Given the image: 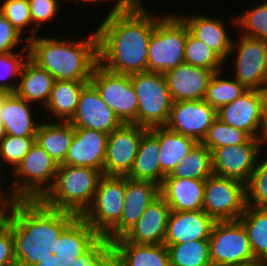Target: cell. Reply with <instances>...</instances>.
<instances>
[{
	"label": "cell",
	"mask_w": 267,
	"mask_h": 266,
	"mask_svg": "<svg viewBox=\"0 0 267 266\" xmlns=\"http://www.w3.org/2000/svg\"><path fill=\"white\" fill-rule=\"evenodd\" d=\"M4 213L0 212V223L3 221Z\"/></svg>",
	"instance_id": "54"
},
{
	"label": "cell",
	"mask_w": 267,
	"mask_h": 266,
	"mask_svg": "<svg viewBox=\"0 0 267 266\" xmlns=\"http://www.w3.org/2000/svg\"><path fill=\"white\" fill-rule=\"evenodd\" d=\"M30 5V14L32 23L36 24V28L31 30L33 33L28 36L27 40L34 38L41 24L51 21L58 14V0H28Z\"/></svg>",
	"instance_id": "45"
},
{
	"label": "cell",
	"mask_w": 267,
	"mask_h": 266,
	"mask_svg": "<svg viewBox=\"0 0 267 266\" xmlns=\"http://www.w3.org/2000/svg\"><path fill=\"white\" fill-rule=\"evenodd\" d=\"M24 51H27L26 55H22ZM29 57L28 44L24 46L19 53L9 52L0 55V92L2 93H15L17 90V84H10L4 79L20 75L23 64ZM24 59V60H23Z\"/></svg>",
	"instance_id": "42"
},
{
	"label": "cell",
	"mask_w": 267,
	"mask_h": 266,
	"mask_svg": "<svg viewBox=\"0 0 267 266\" xmlns=\"http://www.w3.org/2000/svg\"><path fill=\"white\" fill-rule=\"evenodd\" d=\"M212 174L211 151L202 143H197L189 154L165 178L206 180Z\"/></svg>",
	"instance_id": "34"
},
{
	"label": "cell",
	"mask_w": 267,
	"mask_h": 266,
	"mask_svg": "<svg viewBox=\"0 0 267 266\" xmlns=\"http://www.w3.org/2000/svg\"><path fill=\"white\" fill-rule=\"evenodd\" d=\"M0 266H17L13 234L4 221L0 223Z\"/></svg>",
	"instance_id": "47"
},
{
	"label": "cell",
	"mask_w": 267,
	"mask_h": 266,
	"mask_svg": "<svg viewBox=\"0 0 267 266\" xmlns=\"http://www.w3.org/2000/svg\"><path fill=\"white\" fill-rule=\"evenodd\" d=\"M90 81L55 80L45 105L59 121H69L76 112L80 94Z\"/></svg>",
	"instance_id": "32"
},
{
	"label": "cell",
	"mask_w": 267,
	"mask_h": 266,
	"mask_svg": "<svg viewBox=\"0 0 267 266\" xmlns=\"http://www.w3.org/2000/svg\"><path fill=\"white\" fill-rule=\"evenodd\" d=\"M20 79L15 93L30 104L42 101L45 106L51 94L54 77L28 57L21 69Z\"/></svg>",
	"instance_id": "29"
},
{
	"label": "cell",
	"mask_w": 267,
	"mask_h": 266,
	"mask_svg": "<svg viewBox=\"0 0 267 266\" xmlns=\"http://www.w3.org/2000/svg\"><path fill=\"white\" fill-rule=\"evenodd\" d=\"M101 236L79 216L54 244L58 266H72Z\"/></svg>",
	"instance_id": "26"
},
{
	"label": "cell",
	"mask_w": 267,
	"mask_h": 266,
	"mask_svg": "<svg viewBox=\"0 0 267 266\" xmlns=\"http://www.w3.org/2000/svg\"><path fill=\"white\" fill-rule=\"evenodd\" d=\"M210 261L212 266H233L256 261L239 220L216 221L209 238Z\"/></svg>",
	"instance_id": "10"
},
{
	"label": "cell",
	"mask_w": 267,
	"mask_h": 266,
	"mask_svg": "<svg viewBox=\"0 0 267 266\" xmlns=\"http://www.w3.org/2000/svg\"><path fill=\"white\" fill-rule=\"evenodd\" d=\"M264 139L251 138L247 143L229 145L211 151L213 174L249 182L257 165L258 153Z\"/></svg>",
	"instance_id": "14"
},
{
	"label": "cell",
	"mask_w": 267,
	"mask_h": 266,
	"mask_svg": "<svg viewBox=\"0 0 267 266\" xmlns=\"http://www.w3.org/2000/svg\"><path fill=\"white\" fill-rule=\"evenodd\" d=\"M236 43L231 47V53L238 51L235 79L247 90L267 91V42L241 35Z\"/></svg>",
	"instance_id": "13"
},
{
	"label": "cell",
	"mask_w": 267,
	"mask_h": 266,
	"mask_svg": "<svg viewBox=\"0 0 267 266\" xmlns=\"http://www.w3.org/2000/svg\"><path fill=\"white\" fill-rule=\"evenodd\" d=\"M220 73V71L215 72L212 76L203 99L216 110L231 103L247 91L236 79L220 78Z\"/></svg>",
	"instance_id": "36"
},
{
	"label": "cell",
	"mask_w": 267,
	"mask_h": 266,
	"mask_svg": "<svg viewBox=\"0 0 267 266\" xmlns=\"http://www.w3.org/2000/svg\"><path fill=\"white\" fill-rule=\"evenodd\" d=\"M165 245L169 250L170 266H212L209 241Z\"/></svg>",
	"instance_id": "35"
},
{
	"label": "cell",
	"mask_w": 267,
	"mask_h": 266,
	"mask_svg": "<svg viewBox=\"0 0 267 266\" xmlns=\"http://www.w3.org/2000/svg\"><path fill=\"white\" fill-rule=\"evenodd\" d=\"M20 35L22 34L0 13V55L14 52L18 43L28 42L27 37L24 39Z\"/></svg>",
	"instance_id": "46"
},
{
	"label": "cell",
	"mask_w": 267,
	"mask_h": 266,
	"mask_svg": "<svg viewBox=\"0 0 267 266\" xmlns=\"http://www.w3.org/2000/svg\"><path fill=\"white\" fill-rule=\"evenodd\" d=\"M29 102L16 93H2L0 122L4 134L17 137H36L40 123L34 122Z\"/></svg>",
	"instance_id": "25"
},
{
	"label": "cell",
	"mask_w": 267,
	"mask_h": 266,
	"mask_svg": "<svg viewBox=\"0 0 267 266\" xmlns=\"http://www.w3.org/2000/svg\"><path fill=\"white\" fill-rule=\"evenodd\" d=\"M233 266H263L261 263H247L242 265H233Z\"/></svg>",
	"instance_id": "52"
},
{
	"label": "cell",
	"mask_w": 267,
	"mask_h": 266,
	"mask_svg": "<svg viewBox=\"0 0 267 266\" xmlns=\"http://www.w3.org/2000/svg\"><path fill=\"white\" fill-rule=\"evenodd\" d=\"M217 119V110L205 100L173 102L165 125L169 130L194 138L201 143L211 124Z\"/></svg>",
	"instance_id": "16"
},
{
	"label": "cell",
	"mask_w": 267,
	"mask_h": 266,
	"mask_svg": "<svg viewBox=\"0 0 267 266\" xmlns=\"http://www.w3.org/2000/svg\"><path fill=\"white\" fill-rule=\"evenodd\" d=\"M142 6L128 13L108 14L96 29L98 64L125 75L148 71V45L159 20Z\"/></svg>",
	"instance_id": "1"
},
{
	"label": "cell",
	"mask_w": 267,
	"mask_h": 266,
	"mask_svg": "<svg viewBox=\"0 0 267 266\" xmlns=\"http://www.w3.org/2000/svg\"><path fill=\"white\" fill-rule=\"evenodd\" d=\"M223 59L215 53L206 43L195 38L187 26V40L185 43L184 62L193 66L211 70L221 71Z\"/></svg>",
	"instance_id": "37"
},
{
	"label": "cell",
	"mask_w": 267,
	"mask_h": 266,
	"mask_svg": "<svg viewBox=\"0 0 267 266\" xmlns=\"http://www.w3.org/2000/svg\"><path fill=\"white\" fill-rule=\"evenodd\" d=\"M35 142L36 137H17L4 134L0 142V161L5 160L7 164L12 165L14 170Z\"/></svg>",
	"instance_id": "41"
},
{
	"label": "cell",
	"mask_w": 267,
	"mask_h": 266,
	"mask_svg": "<svg viewBox=\"0 0 267 266\" xmlns=\"http://www.w3.org/2000/svg\"><path fill=\"white\" fill-rule=\"evenodd\" d=\"M10 213V214H9ZM3 221L13 234L17 266H35L54 258V244L79 215L47 207L40 200H21Z\"/></svg>",
	"instance_id": "2"
},
{
	"label": "cell",
	"mask_w": 267,
	"mask_h": 266,
	"mask_svg": "<svg viewBox=\"0 0 267 266\" xmlns=\"http://www.w3.org/2000/svg\"><path fill=\"white\" fill-rule=\"evenodd\" d=\"M126 176L103 175L91 206L81 216L101 237L118 224L124 207Z\"/></svg>",
	"instance_id": "8"
},
{
	"label": "cell",
	"mask_w": 267,
	"mask_h": 266,
	"mask_svg": "<svg viewBox=\"0 0 267 266\" xmlns=\"http://www.w3.org/2000/svg\"><path fill=\"white\" fill-rule=\"evenodd\" d=\"M147 129L137 124H122L108 135L104 175L126 176L130 172Z\"/></svg>",
	"instance_id": "15"
},
{
	"label": "cell",
	"mask_w": 267,
	"mask_h": 266,
	"mask_svg": "<svg viewBox=\"0 0 267 266\" xmlns=\"http://www.w3.org/2000/svg\"><path fill=\"white\" fill-rule=\"evenodd\" d=\"M0 171H1V168H0ZM0 180H2L1 174H0ZM1 183L2 182L0 181V185H1ZM1 187H2V185L0 186V212L4 213V212H8V210H10L13 206H15L21 200L17 197V195L15 194V192L13 190L10 191L9 193L6 192V194H5L4 191H2Z\"/></svg>",
	"instance_id": "49"
},
{
	"label": "cell",
	"mask_w": 267,
	"mask_h": 266,
	"mask_svg": "<svg viewBox=\"0 0 267 266\" xmlns=\"http://www.w3.org/2000/svg\"><path fill=\"white\" fill-rule=\"evenodd\" d=\"M180 17L187 24L189 32L206 43L223 60L230 55L233 40L227 34L224 22L203 15H194L187 19L184 16Z\"/></svg>",
	"instance_id": "28"
},
{
	"label": "cell",
	"mask_w": 267,
	"mask_h": 266,
	"mask_svg": "<svg viewBox=\"0 0 267 266\" xmlns=\"http://www.w3.org/2000/svg\"><path fill=\"white\" fill-rule=\"evenodd\" d=\"M158 141L160 167L165 175H169L198 143L194 138L173 132L166 126H158Z\"/></svg>",
	"instance_id": "31"
},
{
	"label": "cell",
	"mask_w": 267,
	"mask_h": 266,
	"mask_svg": "<svg viewBox=\"0 0 267 266\" xmlns=\"http://www.w3.org/2000/svg\"><path fill=\"white\" fill-rule=\"evenodd\" d=\"M159 196V184L126 177L124 207L119 224L105 238L112 242L123 237L134 227L145 209Z\"/></svg>",
	"instance_id": "18"
},
{
	"label": "cell",
	"mask_w": 267,
	"mask_h": 266,
	"mask_svg": "<svg viewBox=\"0 0 267 266\" xmlns=\"http://www.w3.org/2000/svg\"><path fill=\"white\" fill-rule=\"evenodd\" d=\"M35 266H58L57 255H54V258L42 259Z\"/></svg>",
	"instance_id": "50"
},
{
	"label": "cell",
	"mask_w": 267,
	"mask_h": 266,
	"mask_svg": "<svg viewBox=\"0 0 267 266\" xmlns=\"http://www.w3.org/2000/svg\"><path fill=\"white\" fill-rule=\"evenodd\" d=\"M89 36L78 41L35 36L27 42L29 58L47 70L55 80L90 81L98 64L96 30Z\"/></svg>",
	"instance_id": "3"
},
{
	"label": "cell",
	"mask_w": 267,
	"mask_h": 266,
	"mask_svg": "<svg viewBox=\"0 0 267 266\" xmlns=\"http://www.w3.org/2000/svg\"><path fill=\"white\" fill-rule=\"evenodd\" d=\"M111 266H170L165 244H136L120 237L111 242Z\"/></svg>",
	"instance_id": "22"
},
{
	"label": "cell",
	"mask_w": 267,
	"mask_h": 266,
	"mask_svg": "<svg viewBox=\"0 0 267 266\" xmlns=\"http://www.w3.org/2000/svg\"><path fill=\"white\" fill-rule=\"evenodd\" d=\"M0 13L22 34L24 27L32 23L28 0H4Z\"/></svg>",
	"instance_id": "43"
},
{
	"label": "cell",
	"mask_w": 267,
	"mask_h": 266,
	"mask_svg": "<svg viewBox=\"0 0 267 266\" xmlns=\"http://www.w3.org/2000/svg\"><path fill=\"white\" fill-rule=\"evenodd\" d=\"M73 137L74 127L69 121L43 122L37 129L36 143L60 165L65 161Z\"/></svg>",
	"instance_id": "30"
},
{
	"label": "cell",
	"mask_w": 267,
	"mask_h": 266,
	"mask_svg": "<svg viewBox=\"0 0 267 266\" xmlns=\"http://www.w3.org/2000/svg\"><path fill=\"white\" fill-rule=\"evenodd\" d=\"M130 77L138 100V125L165 126L173 101L163 73L145 71Z\"/></svg>",
	"instance_id": "6"
},
{
	"label": "cell",
	"mask_w": 267,
	"mask_h": 266,
	"mask_svg": "<svg viewBox=\"0 0 267 266\" xmlns=\"http://www.w3.org/2000/svg\"><path fill=\"white\" fill-rule=\"evenodd\" d=\"M102 176L95 168L59 165L52 187L40 201L49 208L82 216L91 206Z\"/></svg>",
	"instance_id": "4"
},
{
	"label": "cell",
	"mask_w": 267,
	"mask_h": 266,
	"mask_svg": "<svg viewBox=\"0 0 267 266\" xmlns=\"http://www.w3.org/2000/svg\"><path fill=\"white\" fill-rule=\"evenodd\" d=\"M214 71L182 63L163 73L172 101L203 100Z\"/></svg>",
	"instance_id": "20"
},
{
	"label": "cell",
	"mask_w": 267,
	"mask_h": 266,
	"mask_svg": "<svg viewBox=\"0 0 267 266\" xmlns=\"http://www.w3.org/2000/svg\"><path fill=\"white\" fill-rule=\"evenodd\" d=\"M4 137V131H3V125L2 122H0V142Z\"/></svg>",
	"instance_id": "53"
},
{
	"label": "cell",
	"mask_w": 267,
	"mask_h": 266,
	"mask_svg": "<svg viewBox=\"0 0 267 266\" xmlns=\"http://www.w3.org/2000/svg\"><path fill=\"white\" fill-rule=\"evenodd\" d=\"M232 23L246 29L243 36L267 42V2L249 9L243 15L233 18Z\"/></svg>",
	"instance_id": "39"
},
{
	"label": "cell",
	"mask_w": 267,
	"mask_h": 266,
	"mask_svg": "<svg viewBox=\"0 0 267 266\" xmlns=\"http://www.w3.org/2000/svg\"><path fill=\"white\" fill-rule=\"evenodd\" d=\"M90 83L123 124L138 125V100L130 75L114 73L97 64Z\"/></svg>",
	"instance_id": "9"
},
{
	"label": "cell",
	"mask_w": 267,
	"mask_h": 266,
	"mask_svg": "<svg viewBox=\"0 0 267 266\" xmlns=\"http://www.w3.org/2000/svg\"><path fill=\"white\" fill-rule=\"evenodd\" d=\"M171 209L159 196L143 212L134 227L123 237L136 244H164Z\"/></svg>",
	"instance_id": "23"
},
{
	"label": "cell",
	"mask_w": 267,
	"mask_h": 266,
	"mask_svg": "<svg viewBox=\"0 0 267 266\" xmlns=\"http://www.w3.org/2000/svg\"><path fill=\"white\" fill-rule=\"evenodd\" d=\"M205 181L191 178H164L160 184V196L171 211L202 210Z\"/></svg>",
	"instance_id": "24"
},
{
	"label": "cell",
	"mask_w": 267,
	"mask_h": 266,
	"mask_svg": "<svg viewBox=\"0 0 267 266\" xmlns=\"http://www.w3.org/2000/svg\"><path fill=\"white\" fill-rule=\"evenodd\" d=\"M72 266H111V242L100 237Z\"/></svg>",
	"instance_id": "44"
},
{
	"label": "cell",
	"mask_w": 267,
	"mask_h": 266,
	"mask_svg": "<svg viewBox=\"0 0 267 266\" xmlns=\"http://www.w3.org/2000/svg\"><path fill=\"white\" fill-rule=\"evenodd\" d=\"M69 122L74 128H90L107 134L123 124L90 82L83 88L76 112Z\"/></svg>",
	"instance_id": "17"
},
{
	"label": "cell",
	"mask_w": 267,
	"mask_h": 266,
	"mask_svg": "<svg viewBox=\"0 0 267 266\" xmlns=\"http://www.w3.org/2000/svg\"><path fill=\"white\" fill-rule=\"evenodd\" d=\"M251 138L247 132L223 123L217 118L209 127L201 143L212 151L224 146L244 144Z\"/></svg>",
	"instance_id": "38"
},
{
	"label": "cell",
	"mask_w": 267,
	"mask_h": 266,
	"mask_svg": "<svg viewBox=\"0 0 267 266\" xmlns=\"http://www.w3.org/2000/svg\"><path fill=\"white\" fill-rule=\"evenodd\" d=\"M246 205L267 208V160L256 165L246 184Z\"/></svg>",
	"instance_id": "40"
},
{
	"label": "cell",
	"mask_w": 267,
	"mask_h": 266,
	"mask_svg": "<svg viewBox=\"0 0 267 266\" xmlns=\"http://www.w3.org/2000/svg\"><path fill=\"white\" fill-rule=\"evenodd\" d=\"M238 220L245 228L256 261L267 266V208L246 205Z\"/></svg>",
	"instance_id": "33"
},
{
	"label": "cell",
	"mask_w": 267,
	"mask_h": 266,
	"mask_svg": "<svg viewBox=\"0 0 267 266\" xmlns=\"http://www.w3.org/2000/svg\"><path fill=\"white\" fill-rule=\"evenodd\" d=\"M58 167L53 158L35 142L13 170L16 178L12 181V190L20 200H40L52 187Z\"/></svg>",
	"instance_id": "7"
},
{
	"label": "cell",
	"mask_w": 267,
	"mask_h": 266,
	"mask_svg": "<svg viewBox=\"0 0 267 266\" xmlns=\"http://www.w3.org/2000/svg\"><path fill=\"white\" fill-rule=\"evenodd\" d=\"M246 207V185L212 174L205 181L203 211L215 221H235Z\"/></svg>",
	"instance_id": "11"
},
{
	"label": "cell",
	"mask_w": 267,
	"mask_h": 266,
	"mask_svg": "<svg viewBox=\"0 0 267 266\" xmlns=\"http://www.w3.org/2000/svg\"><path fill=\"white\" fill-rule=\"evenodd\" d=\"M215 222L203 210L171 211L164 244L209 241Z\"/></svg>",
	"instance_id": "21"
},
{
	"label": "cell",
	"mask_w": 267,
	"mask_h": 266,
	"mask_svg": "<svg viewBox=\"0 0 267 266\" xmlns=\"http://www.w3.org/2000/svg\"><path fill=\"white\" fill-rule=\"evenodd\" d=\"M266 100L267 91L247 90L231 103L220 107L217 118L247 132L252 138L264 139Z\"/></svg>",
	"instance_id": "12"
},
{
	"label": "cell",
	"mask_w": 267,
	"mask_h": 266,
	"mask_svg": "<svg viewBox=\"0 0 267 266\" xmlns=\"http://www.w3.org/2000/svg\"><path fill=\"white\" fill-rule=\"evenodd\" d=\"M107 133L90 128H74V137L60 165L89 167L104 175Z\"/></svg>",
	"instance_id": "19"
},
{
	"label": "cell",
	"mask_w": 267,
	"mask_h": 266,
	"mask_svg": "<svg viewBox=\"0 0 267 266\" xmlns=\"http://www.w3.org/2000/svg\"><path fill=\"white\" fill-rule=\"evenodd\" d=\"M72 1V0H70ZM73 1H83L91 3V2H99V1H108V0H73ZM143 6L142 2L140 0H116V4L114 8L109 12V14L114 13H128L133 12L138 9H140Z\"/></svg>",
	"instance_id": "48"
},
{
	"label": "cell",
	"mask_w": 267,
	"mask_h": 266,
	"mask_svg": "<svg viewBox=\"0 0 267 266\" xmlns=\"http://www.w3.org/2000/svg\"><path fill=\"white\" fill-rule=\"evenodd\" d=\"M159 151L158 126H155L143 133L133 166L126 177L160 185L166 175L161 171Z\"/></svg>",
	"instance_id": "27"
},
{
	"label": "cell",
	"mask_w": 267,
	"mask_h": 266,
	"mask_svg": "<svg viewBox=\"0 0 267 266\" xmlns=\"http://www.w3.org/2000/svg\"><path fill=\"white\" fill-rule=\"evenodd\" d=\"M267 144V100H266V125L264 130V144Z\"/></svg>",
	"instance_id": "51"
},
{
	"label": "cell",
	"mask_w": 267,
	"mask_h": 266,
	"mask_svg": "<svg viewBox=\"0 0 267 266\" xmlns=\"http://www.w3.org/2000/svg\"><path fill=\"white\" fill-rule=\"evenodd\" d=\"M187 24L178 15L156 22L148 45V71L164 73L184 63Z\"/></svg>",
	"instance_id": "5"
}]
</instances>
